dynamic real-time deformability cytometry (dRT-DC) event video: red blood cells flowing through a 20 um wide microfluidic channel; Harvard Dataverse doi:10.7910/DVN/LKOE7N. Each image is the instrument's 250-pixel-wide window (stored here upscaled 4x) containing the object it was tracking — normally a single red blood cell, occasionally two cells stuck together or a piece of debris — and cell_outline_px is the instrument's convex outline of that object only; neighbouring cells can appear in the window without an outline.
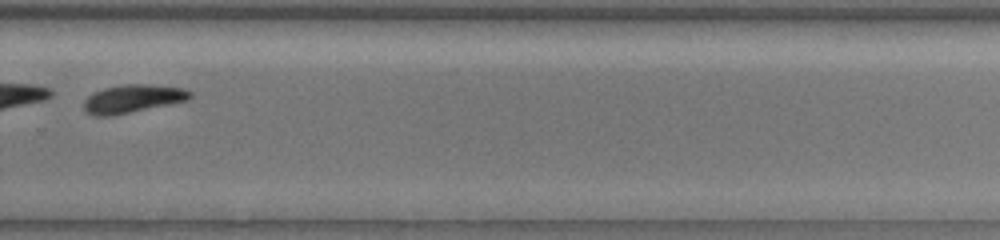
{"species": "common noctule bat (a hibernating species)", "species_latin": "Nyctalus noctula", "temperature_condition": "warm", "stored_images_in_passage": 13, "camera_frame_rate_fps": 3000, "um_per_image_px": 0.085, "animal": {"sex": "female", "body_mass_g": 19.5, "forearm_length_mm": 54.1}, "frame": {"image": 1, "passage_image": 13, "time_ms": 11.0, "image_size_px": [1000, 240], "cell_outline_px": [[192, 96], [188, 100], [108, 116], [96, 116], [88, 112], [84, 108], [84, 100], [88, 96], [104, 88], [124, 84], [148, 84], [184, 88], [192, 92]], "centroid_in_image_um": [11.3, 8.37], "position_along_channel_um": 318.5, "area_um2": 17.05}}